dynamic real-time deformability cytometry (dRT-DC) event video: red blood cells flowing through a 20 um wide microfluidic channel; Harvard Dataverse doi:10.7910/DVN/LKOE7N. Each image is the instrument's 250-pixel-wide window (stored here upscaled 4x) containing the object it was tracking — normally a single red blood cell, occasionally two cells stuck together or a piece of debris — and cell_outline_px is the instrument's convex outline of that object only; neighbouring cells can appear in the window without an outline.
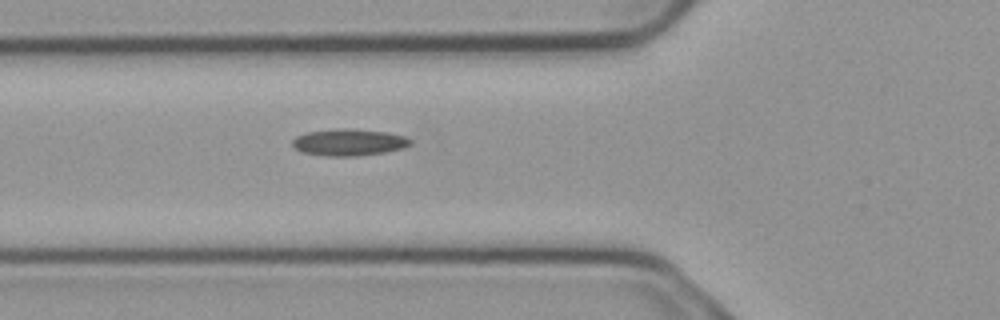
{"species": "common noctule bat (a hibernating species)", "species_latin": "Nyctalus noctula", "temperature_condition": "cold", "stored_images_in_passage": 3, "segment_of_instrument_passage": [1, 2], "camera_frame_rate_fps": 3000, "um_per_image_px": 0.085, "animal": {"sex": "male", "body_mass_g": 23.1, "forearm_length_mm": 52.7}, "frame": {"image": 1, "passage_image": 2, "time_ms": 0.333, "image_size_px": [1000, 320], "cell_outline_px": [[412, 144], [404, 148], [384, 152], [356, 156], [324, 156], [304, 152], [296, 148], [292, 144], [292, 140], [296, 136], [308, 132], [336, 128], [352, 128], [388, 132], [404, 136], [412, 140]], "centroid_in_image_um": [29.69, 12.08], "position_along_channel_um": 96.1, "area_um2": 18.5}}